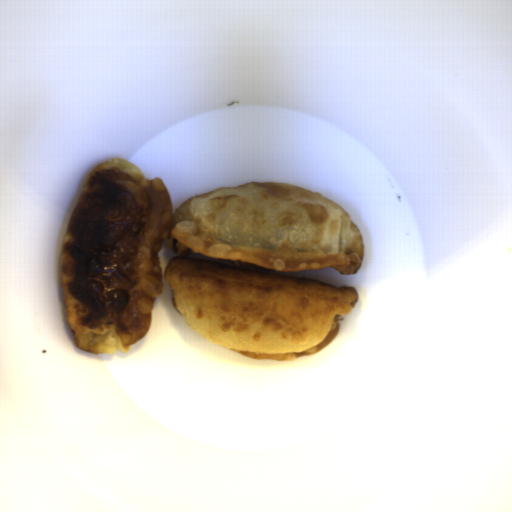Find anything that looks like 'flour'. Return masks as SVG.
I'll return each mask as SVG.
<instances>
[{"label": "flour", "mask_w": 512, "mask_h": 512, "mask_svg": "<svg viewBox=\"0 0 512 512\" xmlns=\"http://www.w3.org/2000/svg\"><path fill=\"white\" fill-rule=\"evenodd\" d=\"M166 240L177 255L163 275ZM364 252L355 220L320 191L248 181L194 195L174 212L162 178L109 159L86 175L64 230L65 321L77 348L127 354L148 334L165 279L180 318L206 341L292 362L333 342L359 293L268 272L357 274Z\"/></svg>", "instance_id": "flour-1"}]
</instances>
